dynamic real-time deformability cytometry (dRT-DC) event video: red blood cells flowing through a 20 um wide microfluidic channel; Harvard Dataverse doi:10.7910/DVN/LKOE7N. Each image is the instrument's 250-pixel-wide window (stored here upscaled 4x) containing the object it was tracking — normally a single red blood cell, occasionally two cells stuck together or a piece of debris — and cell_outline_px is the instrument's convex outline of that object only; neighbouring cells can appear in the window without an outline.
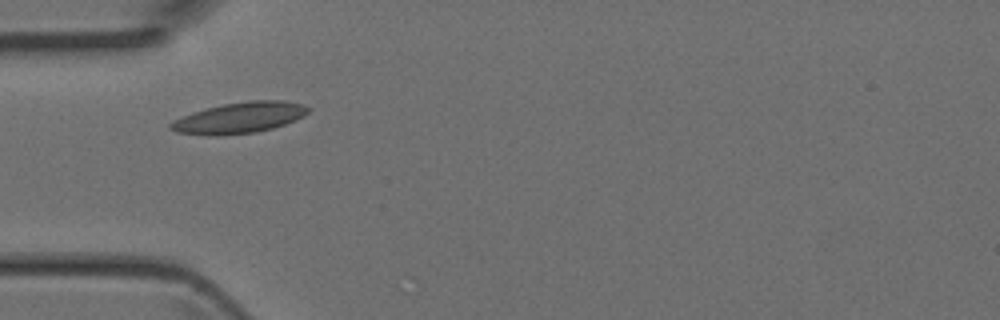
{"species": "Egyptian fruit bat (a non-hibernating species)", "species_latin": "Rousettus aegyptiacus", "temperature_condition": "room temperature", "stored_images_in_passage": 3, "camera_frame_rate_fps": 3000, "um_per_image_px": 0.085, "animal": {"sex": "female"}, "frame": {"image": 1, "passage_image": 2, "time_ms": 0.333, "image_size_px": [1000, 320], "cell_outline_px": [[312, 108], [304, 116], [296, 120], [272, 128], [256, 132], [216, 136], [208, 136], [176, 132], [168, 128], [168, 124], [172, 120], [192, 112], [224, 104], [248, 100], [288, 100], [304, 104]], "centroid_in_image_um": [20.36, 10.0], "position_along_channel_um": 64.6, "area_um2": 25.14}}
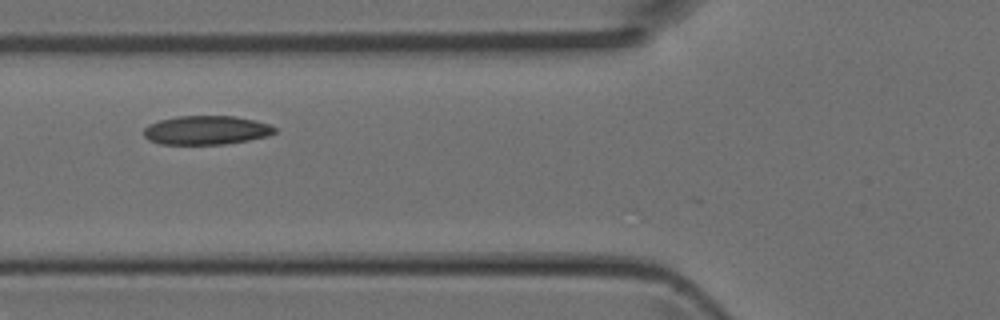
{"frame": {"image": 2, "passage_image": 3, "time_ms": 0.667, "image_size_px": [1000, 320], "cell_outline_px": [[276, 132], [268, 136], [248, 140], [224, 144], [160, 144], [148, 140], [144, 136], [144, 128], [148, 124], [160, 120], [176, 116], [236, 116], [256, 120], [268, 124], [276, 128]], "centroid_in_image_um": [17.53, 11.06], "position_along_channel_um": 108.3, "area_um2": 22.14}}